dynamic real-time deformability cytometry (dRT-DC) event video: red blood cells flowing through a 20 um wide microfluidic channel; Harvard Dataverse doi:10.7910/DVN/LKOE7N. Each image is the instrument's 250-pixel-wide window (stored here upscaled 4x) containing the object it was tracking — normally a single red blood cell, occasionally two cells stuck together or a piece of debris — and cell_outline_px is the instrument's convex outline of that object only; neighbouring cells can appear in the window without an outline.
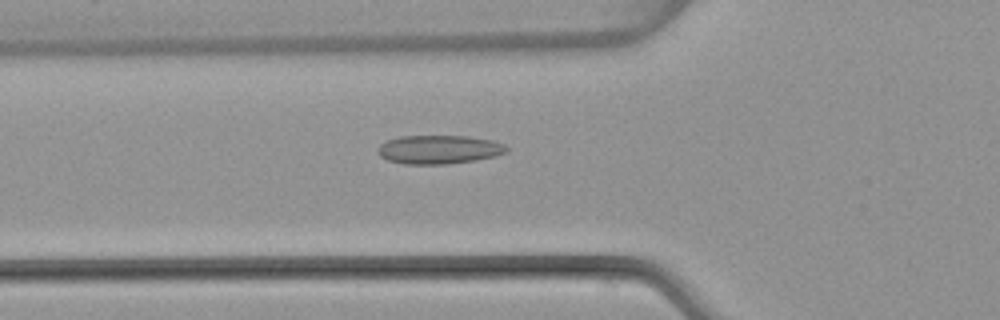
{"species": "common noctule bat (a hibernating species)", "species_latin": "Nyctalus noctula", "temperature_condition": "warm", "stored_images_in_passage": 47, "camera_frame_rate_fps": 3000, "um_per_image_px": 0.085, "animal": {"sex": "female", "body_mass_g": 22.7, "forearm_length_mm": 54.2}, "frame": {"image": 1, "passage_image": 18, "time_ms": 5.667, "image_size_px": [1000, 320], "cell_outline_px": [[508, 152], [496, 156], [476, 160], [448, 164], [404, 164], [388, 160], [380, 156], [376, 152], [380, 144], [388, 140], [400, 136], [468, 136], [492, 140], [504, 144], [508, 148]], "centroid_in_image_um": [37.32, 12.71], "position_along_channel_um": 88.5, "area_um2": 21.68}}
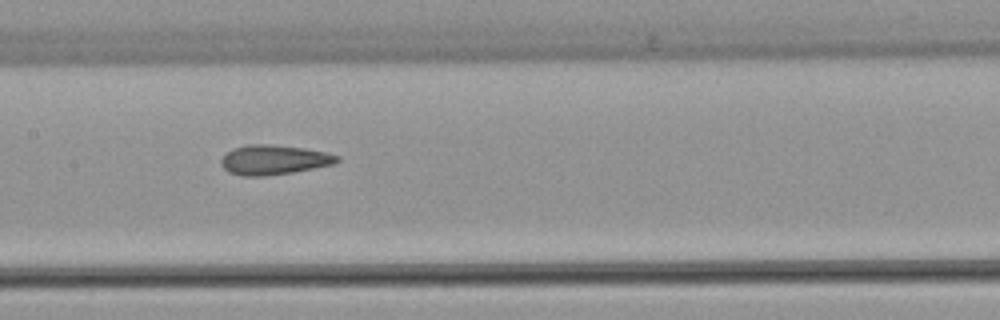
{"frame": {"image": 2, "passage_image": 25, "time_ms": 8.0, "image_size_px": [1000, 320], "cell_outline_px": [[340, 160], [336, 164], [292, 172], [264, 176], [244, 176], [228, 172], [220, 164], [220, 160], [232, 148], [248, 144], [268, 144], [304, 148], [324, 152], [340, 156]], "centroid_in_image_um": [23.28, 13.58], "position_along_channel_um": 184.1, "area_um2": 20.06}}
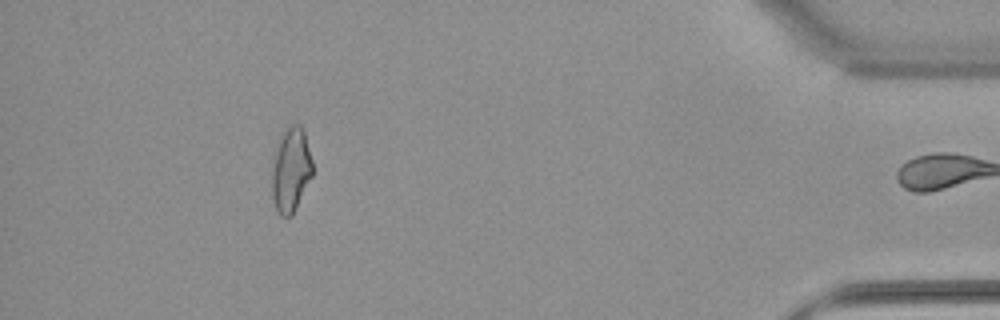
{"frame": {"image": 3, "passage_image": 46, "time_ms": 15.0, "image_size_px": [1000, 320], "cell_outline_px": [[312, 176], [292, 216], [280, 216], [272, 200], [272, 168], [276, 152], [280, 140], [284, 132], [292, 124], [300, 124], [304, 132], [312, 160]], "centroid_in_image_um": [24.73, 14.49], "position_along_channel_um": 410.5, "area_um2": 19.59}, "authors_computed_cell_mechanics": {"area_um2": 20.0566, "velocity_mm_per_s": 4.0661, "shape_relaxation_time_tau1_ms": null, "shape_relaxation_time_tau2_ms": 2.2385, "deformation_change_tau1": null, "deformation_change_tau2": 0.1053}}